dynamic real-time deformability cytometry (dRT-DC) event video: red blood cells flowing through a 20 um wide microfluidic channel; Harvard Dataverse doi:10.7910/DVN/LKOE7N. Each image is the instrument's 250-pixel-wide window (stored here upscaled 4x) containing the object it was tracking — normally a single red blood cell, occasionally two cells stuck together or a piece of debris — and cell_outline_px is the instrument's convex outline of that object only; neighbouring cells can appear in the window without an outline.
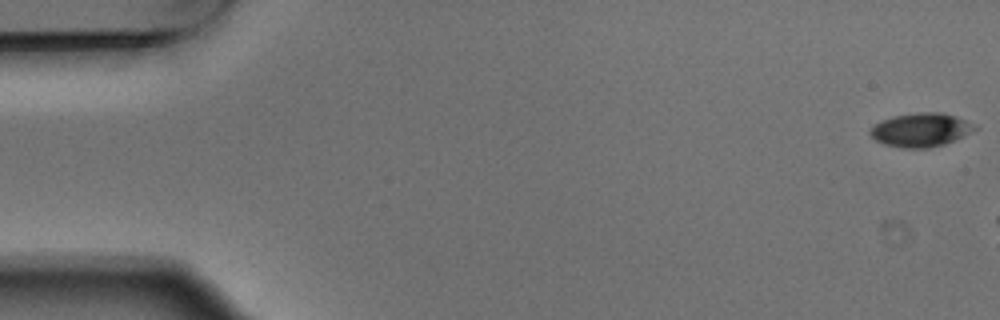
{"species": "Egyptian fruit bat (a non-hibernating species)", "species_latin": "Rousettus aegyptiacus", "temperature_condition": "warm", "stored_images_in_passage": 3, "camera_frame_rate_fps": 3000, "um_per_image_px": 0.085, "animal": {"sex": "male"}, "frame": {"image": 1, "passage_image": 1, "time_ms": 0.0, "image_size_px": [1000, 320], "cell_outline_px": [[980, 128], [964, 136], [944, 144], [928, 148], [900, 148], [884, 144], [876, 140], [868, 132], [872, 124], [892, 116], [920, 112], [940, 112], [956, 116], [976, 124]], "centroid_in_image_um": [78.28, 11.03], "position_along_channel_um": 6.7, "area_um2": 20.81}}